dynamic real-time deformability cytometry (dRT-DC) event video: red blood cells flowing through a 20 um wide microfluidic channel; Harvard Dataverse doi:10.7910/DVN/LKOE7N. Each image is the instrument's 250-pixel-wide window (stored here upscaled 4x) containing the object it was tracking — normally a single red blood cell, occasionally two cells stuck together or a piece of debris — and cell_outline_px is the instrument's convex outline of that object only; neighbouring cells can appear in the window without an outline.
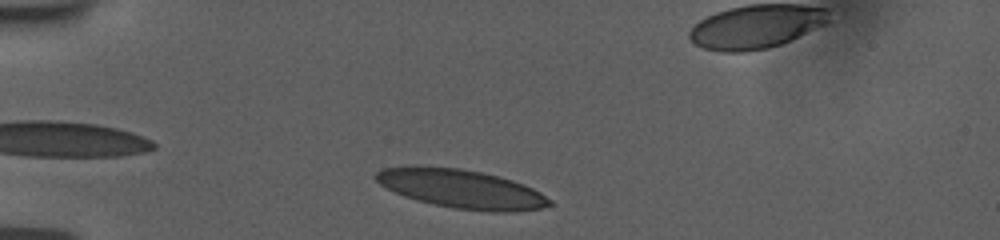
{"species": "human", "species_latin": "Homo sapiens", "temperature_condition": "room temperature", "stored_images_in_passage": 45, "camera_frame_rate_fps": 3000, "um_per_image_px": 0.085, "donor": {"sex": "female"}, "frame": {"image": 1, "passage_image": 2, "time_ms": 0.333, "image_size_px": [1000, 240], "cell_outline_px": [[552, 204], [544, 208], [512, 212], [488, 212], [452, 208], [416, 200], [404, 196], [380, 184], [372, 176], [376, 172], [384, 168], [408, 164], [460, 168], [500, 176], [512, 180], [532, 188], [540, 192], [552, 200]], "centroid_in_image_um": [39.19, 16.04], "position_along_channel_um": 45.8, "area_um2": 39.71}}
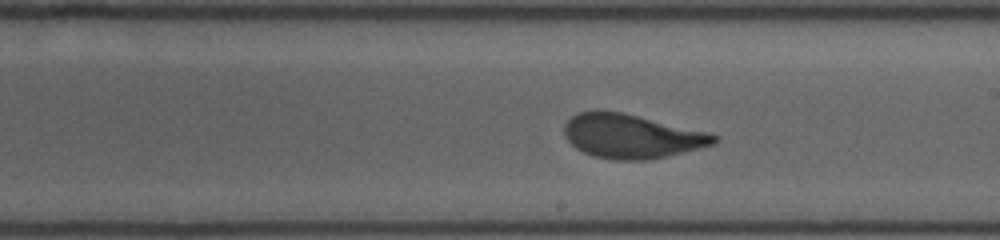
{"frame": {"image": 2, "passage_image": 25, "time_ms": 6.333, "image_size_px": [1000, 240], "cell_outline_px": [[720, 140], [716, 144], [648, 160], [616, 160], [592, 156], [576, 148], [564, 136], [564, 124], [576, 112], [596, 108], [600, 108], [624, 112], [720, 136]], "centroid_in_image_um": [53.62, 11.55], "position_along_channel_um": 235.4, "area_um2": 38.73}}
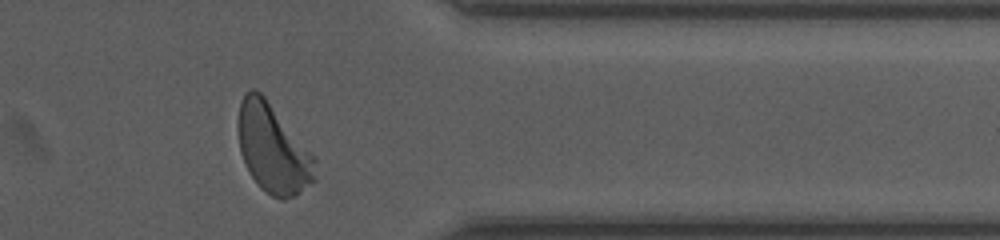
{"frame": {"image": 3, "passage_image": 41, "time_ms": 10.667, "image_size_px": [1000, 240], "cell_outline_px": [[316, 180], [296, 196], [284, 200], [280, 200], [272, 196], [260, 188], [248, 172], [240, 152], [236, 128], [236, 120], [240, 100], [244, 92], [252, 88], [256, 88], [264, 96], [316, 160]], "centroid_in_image_um": [23.14, 12.65], "position_along_channel_um": 388.3, "area_um2": 40.11}, "authors_computed_cell_mechanics": {"area_um2": 38.6104, "velocity_mm_per_s": 3.7285, "shape_relaxation_time_tau1_ms": 3.7174, "shape_relaxation_time_tau2_ms": null, "deformation_change_tau1": 0.1667, "deformation_change_tau2": null}}